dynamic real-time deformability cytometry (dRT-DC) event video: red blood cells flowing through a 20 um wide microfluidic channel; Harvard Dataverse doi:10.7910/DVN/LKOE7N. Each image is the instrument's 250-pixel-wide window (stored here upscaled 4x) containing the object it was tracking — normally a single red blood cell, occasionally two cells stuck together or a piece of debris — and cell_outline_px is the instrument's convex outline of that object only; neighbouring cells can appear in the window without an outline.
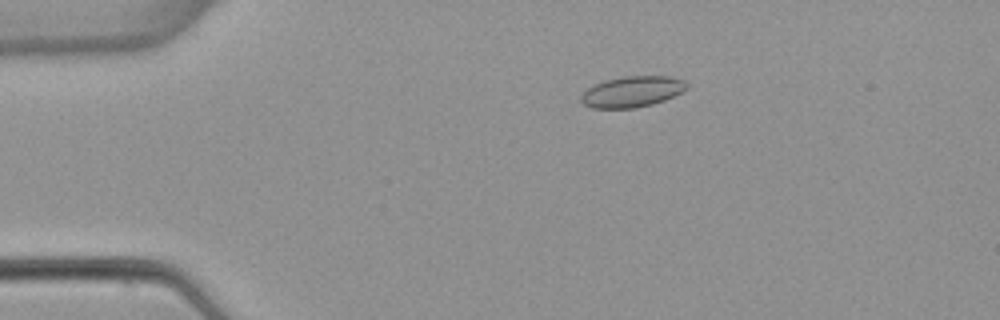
{"species": "common noctule bat (a hibernating species)", "species_latin": "Nyctalus noctula", "temperature_condition": "warm", "stored_images_in_passage": 4, "camera_frame_rate_fps": 3000, "um_per_image_px": 0.085, "animal": {"sex": "female", "body_mass_g": 22.7, "forearm_length_mm": 54.2}, "frame": {"image": 1, "passage_image": 3, "time_ms": 2.667, "image_size_px": [1000, 320], "cell_outline_px": [[688, 88], [664, 100], [652, 104], [636, 108], [592, 108], [584, 104], [580, 100], [580, 96], [588, 88], [604, 80], [624, 76], [672, 76], [684, 80], [688, 84]], "centroid_in_image_um": [53.73, 7.79], "position_along_channel_um": 31.3, "area_um2": 19.02}}